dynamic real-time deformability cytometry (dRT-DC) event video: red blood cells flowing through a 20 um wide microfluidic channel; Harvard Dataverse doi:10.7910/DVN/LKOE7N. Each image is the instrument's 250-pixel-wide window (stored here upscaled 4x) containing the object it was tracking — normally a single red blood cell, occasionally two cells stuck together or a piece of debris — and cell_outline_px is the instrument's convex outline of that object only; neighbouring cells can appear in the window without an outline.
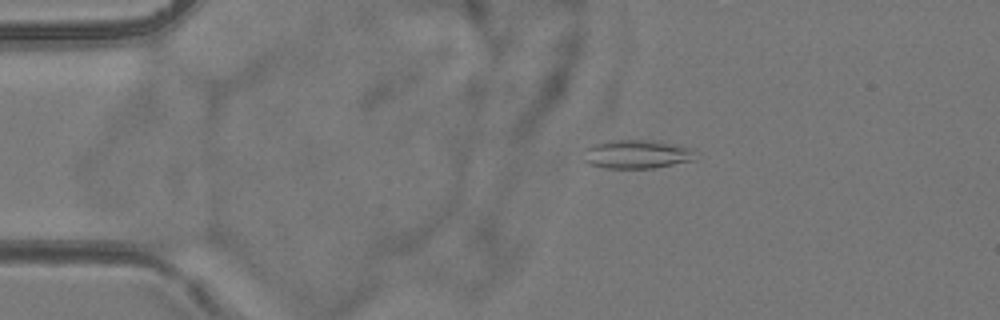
{"species": "common noctule bat (a hibernating species)", "species_latin": "Nyctalus noctula", "temperature_condition": "room temperature", "stored_images_in_passage": 5, "camera_frame_rate_fps": 3000, "um_per_image_px": 0.085, "animal": {"sex": "female", "body_mass_g": 24.6, "forearm_length_mm": 56.2}, "frame": {"image": 1, "passage_image": 3, "time_ms": 3.333, "image_size_px": [1000, 320], "cell_outline_px": [[696, 160], [652, 168], [604, 168], [588, 164], [580, 160], [584, 148], [592, 144], [608, 140], [644, 140], [692, 148]], "centroid_in_image_um": [54.0, 13.12], "position_along_channel_um": 31.0, "area_um2": 18.84}}